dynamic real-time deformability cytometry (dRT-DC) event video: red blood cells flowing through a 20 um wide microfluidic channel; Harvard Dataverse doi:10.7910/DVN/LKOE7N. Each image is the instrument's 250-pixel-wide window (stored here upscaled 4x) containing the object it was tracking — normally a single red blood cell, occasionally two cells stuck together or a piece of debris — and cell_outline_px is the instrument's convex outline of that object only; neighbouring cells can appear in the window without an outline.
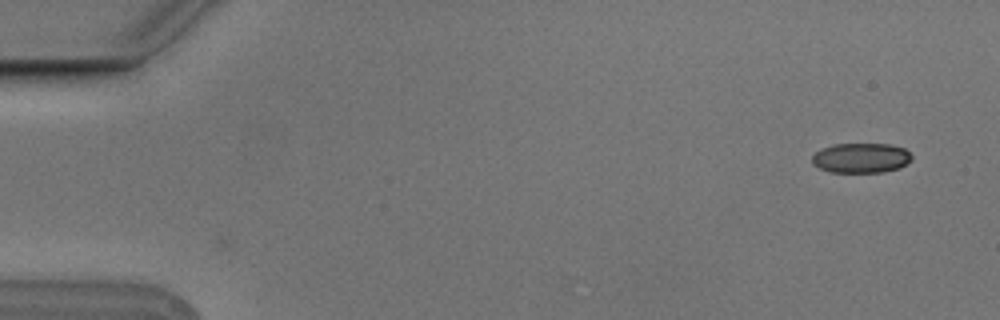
{"species": "Egyptian fruit bat (a non-hibernating species)", "species_latin": "Rousettus aegyptiacus", "temperature_condition": "cold", "stored_images_in_passage": 6, "camera_frame_rate_fps": 3000, "um_per_image_px": 0.085, "animal": {"sex": "male"}, "frame": {"image": 1, "passage_image": 1, "time_ms": 0.0, "image_size_px": [1000, 320], "cell_outline_px": [[912, 160], [908, 164], [900, 168], [884, 172], [832, 172], [820, 168], [812, 164], [812, 156], [820, 148], [832, 144], [892, 144], [904, 148], [912, 156]], "centroid_in_image_um": [73.2, 13.42], "position_along_channel_um": 11.8, "area_um2": 17.57}}
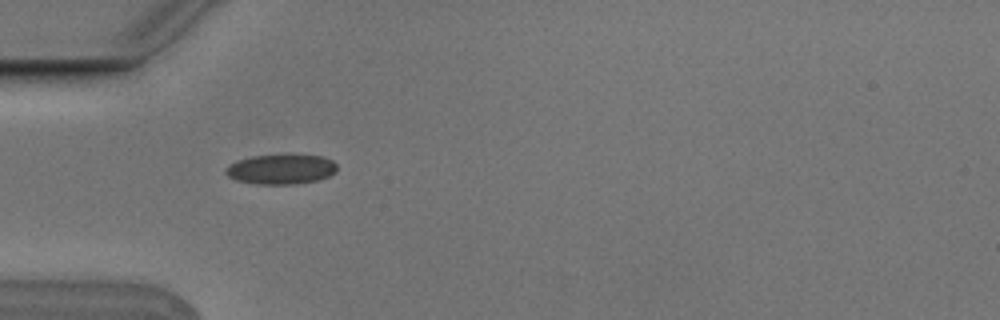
{"frame": {"image": 2, "passage_image": 5, "time_ms": 1.333, "image_size_px": [1000, 320], "cell_outline_px": [[336, 172], [328, 176], [316, 180], [292, 184], [256, 184], [236, 180], [228, 176], [224, 172], [224, 168], [228, 164], [252, 156], [284, 152], [296, 152], [324, 156], [332, 160], [336, 164]], "centroid_in_image_um": [23.9, 14.32], "position_along_channel_um": 61.1, "area_um2": 20.23}}